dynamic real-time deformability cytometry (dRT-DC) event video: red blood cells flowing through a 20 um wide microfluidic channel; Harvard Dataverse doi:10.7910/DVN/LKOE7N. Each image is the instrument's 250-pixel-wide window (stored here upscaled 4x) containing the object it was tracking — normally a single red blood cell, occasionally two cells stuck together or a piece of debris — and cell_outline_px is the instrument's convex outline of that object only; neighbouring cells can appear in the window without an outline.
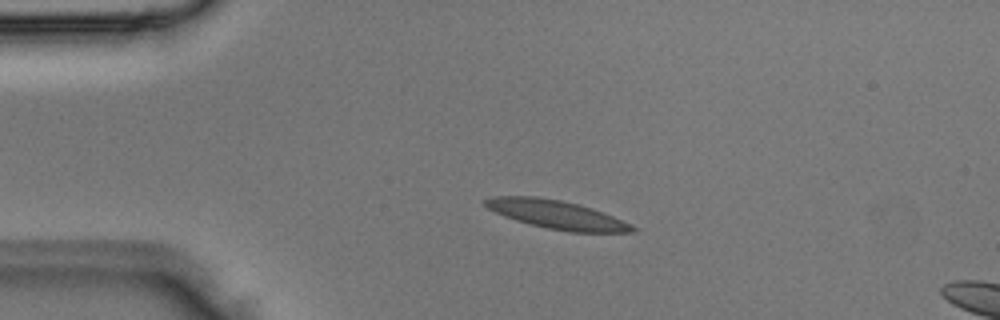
{"species": "Egyptian fruit bat (a non-hibernating species)", "species_latin": "Rousettus aegyptiacus", "temperature_condition": "room temperature", "stored_images_in_passage": 4, "camera_frame_rate_fps": 3000, "um_per_image_px": 0.085, "animal": {"sex": "male"}, "frame": {"image": 1, "passage_image": 3, "time_ms": 0.667, "image_size_px": [1000, 320], "cell_outline_px": [[640, 228], [632, 232], [572, 232], [548, 228], [516, 220], [504, 216], [488, 208], [484, 204], [484, 200], [496, 196], [536, 196], [560, 200], [580, 204], [604, 212], [632, 224]], "centroid_in_image_um": [47.38, 18.24], "position_along_channel_um": 37.6, "area_um2": 24.33}}